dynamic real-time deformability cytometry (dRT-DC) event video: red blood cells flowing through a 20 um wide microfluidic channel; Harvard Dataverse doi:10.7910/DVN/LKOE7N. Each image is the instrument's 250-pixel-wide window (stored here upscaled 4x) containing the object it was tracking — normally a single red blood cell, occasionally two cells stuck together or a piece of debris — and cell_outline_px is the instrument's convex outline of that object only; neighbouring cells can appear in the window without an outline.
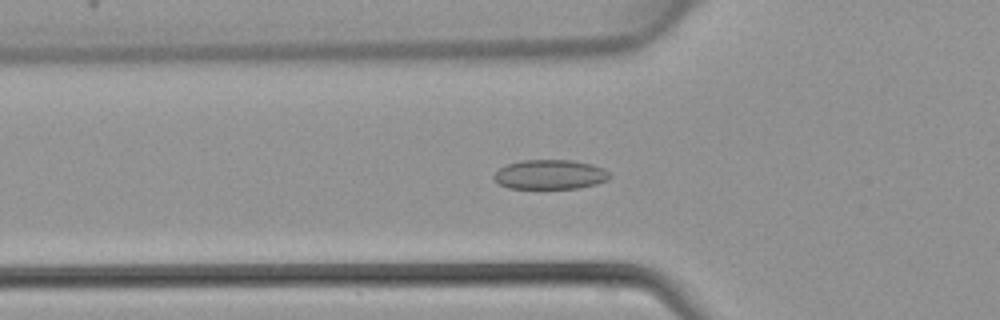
{"species": "common noctule bat (a hibernating species)", "species_latin": "Nyctalus noctula", "temperature_condition": "warm", "stored_images_in_passage": 47, "camera_frame_rate_fps": 3000, "um_per_image_px": 0.085, "animal": {"sex": "female", "body_mass_g": 22.7, "forearm_length_mm": 54.2}, "frame": {"image": 1, "passage_image": 16, "time_ms": 5.0, "image_size_px": [1000, 320], "cell_outline_px": [[612, 176], [608, 180], [596, 184], [576, 188], [508, 188], [500, 184], [492, 176], [500, 168], [508, 164], [524, 160], [572, 160], [592, 164], [604, 168]], "centroid_in_image_um": [46.79, 14.83], "position_along_channel_um": 79.0, "area_um2": 19.83}}
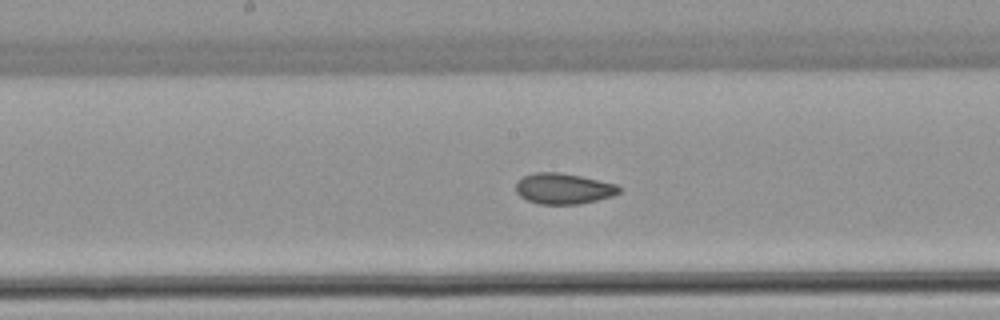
{"frame": {"image": 2, "passage_image": 24, "time_ms": 7.667, "image_size_px": [1000, 320], "cell_outline_px": [[620, 192], [612, 196], [596, 200], [576, 204], [540, 204], [528, 200], [520, 196], [516, 192], [516, 184], [524, 176], [532, 172], [560, 172], [580, 176], [616, 184], [620, 188]], "centroid_in_image_um": [47.88, 16.02], "position_along_channel_um": 200.3, "area_um2": 18.32}}
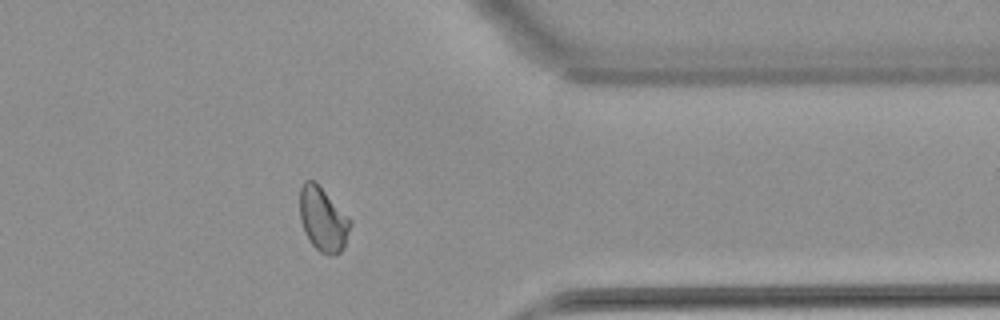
{"frame": {"image": 3, "passage_image": 37, "time_ms": 12.0, "image_size_px": [1000, 320], "cell_outline_px": [[352, 224], [344, 248], [336, 256], [320, 252], [308, 240], [304, 232], [300, 220], [300, 188], [304, 180], [316, 180], [352, 220]], "centroid_in_image_um": [27.46, 18.62], "position_along_channel_um": 383.9, "area_um2": 19.31}}